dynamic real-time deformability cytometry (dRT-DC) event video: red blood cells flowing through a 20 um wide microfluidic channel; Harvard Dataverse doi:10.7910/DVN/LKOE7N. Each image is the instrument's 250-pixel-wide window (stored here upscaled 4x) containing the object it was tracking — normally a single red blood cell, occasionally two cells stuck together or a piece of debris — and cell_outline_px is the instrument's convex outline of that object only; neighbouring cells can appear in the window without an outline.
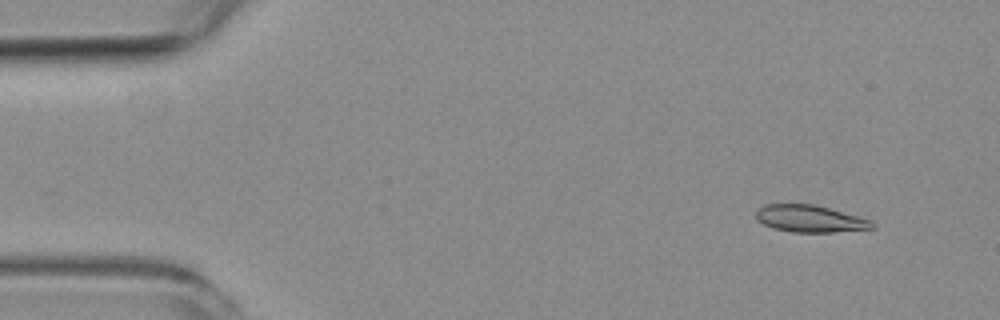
{"species": "common noctule bat (a hibernating species)", "species_latin": "Nyctalus noctula", "temperature_condition": "room temperature", "stored_images_in_passage": 4, "camera_frame_rate_fps": 3000, "um_per_image_px": 0.085, "animal": {"sex": "female", "body_mass_g": 19.3, "forearm_length_mm": 54.1}, "frame": {"image": 1, "passage_image": 1, "time_ms": 0.0, "image_size_px": [1000, 320], "cell_outline_px": [[876, 228], [832, 232], [792, 232], [772, 228], [756, 220], [756, 212], [764, 204], [816, 204], [872, 220], [876, 224]], "centroid_in_image_um": [68.87, 18.59], "position_along_channel_um": 16.1, "area_um2": 18.44}}
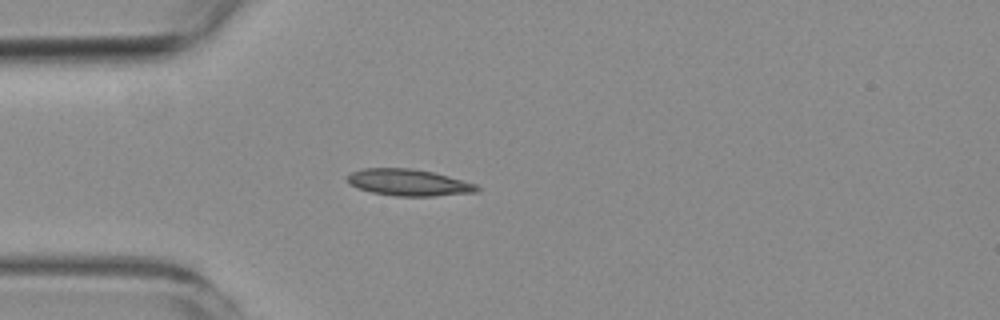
{"frame": {"image": 2, "passage_image": 4, "time_ms": 3.333, "image_size_px": [1000, 320], "cell_outline_px": [[480, 192], [432, 196], [396, 196], [372, 192], [348, 184], [344, 176], [352, 172], [364, 168], [412, 168], [432, 172], [448, 176], [476, 184], [480, 188]], "centroid_in_image_um": [34.72, 15.51], "position_along_channel_um": 50.3, "area_um2": 20.17}}